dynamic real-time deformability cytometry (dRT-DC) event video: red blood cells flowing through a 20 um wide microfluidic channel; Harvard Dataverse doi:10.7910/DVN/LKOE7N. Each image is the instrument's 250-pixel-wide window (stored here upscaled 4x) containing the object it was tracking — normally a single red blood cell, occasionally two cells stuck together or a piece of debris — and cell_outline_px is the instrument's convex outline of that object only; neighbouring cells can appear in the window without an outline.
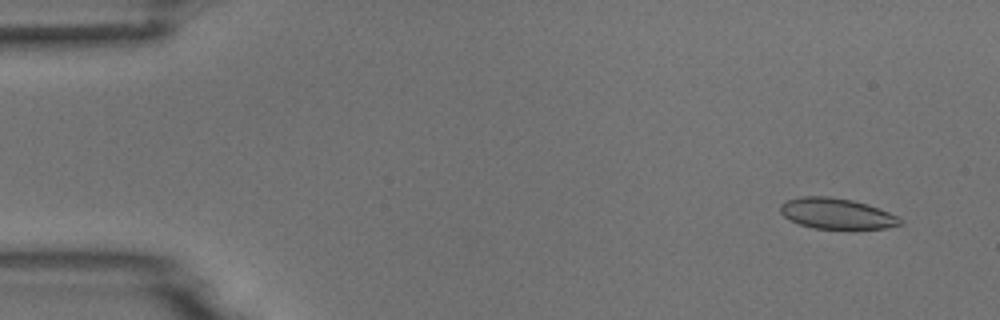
{"species": "common noctule bat (a hibernating species)", "species_latin": "Nyctalus noctula", "temperature_condition": "room temperature", "stored_images_in_passage": 5, "camera_frame_rate_fps": 3000, "um_per_image_px": 0.085, "animal": {"sex": "male", "body_mass_g": 18.8}, "frame": {"image": 1, "passage_image": 1, "time_ms": 0.0, "image_size_px": [1000, 320], "cell_outline_px": [[904, 224], [888, 228], [852, 232], [812, 228], [800, 224], [784, 216], [780, 212], [780, 204], [784, 200], [800, 196], [828, 196], [852, 200], [868, 204], [888, 212], [904, 220]], "centroid_in_image_um": [71.17, 18.2], "position_along_channel_um": 13.8, "area_um2": 22.54}}
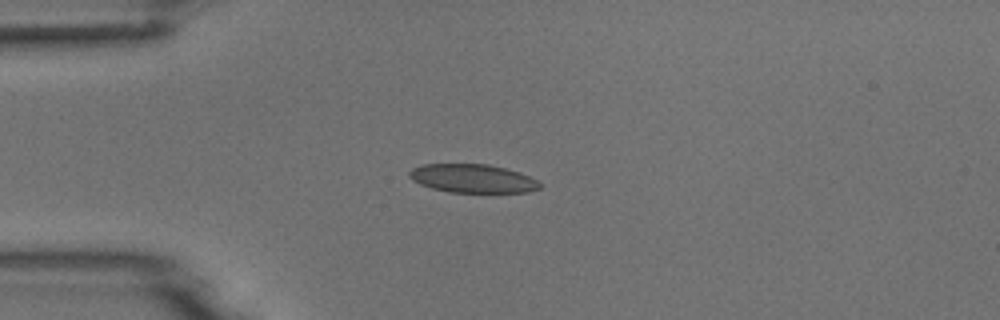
{"frame": {"image": 2, "passage_image": 4, "time_ms": 3.333, "image_size_px": [1000, 320], "cell_outline_px": [[544, 184], [540, 188], [528, 192], [448, 192], [432, 188], [420, 184], [412, 180], [408, 176], [408, 172], [412, 168], [420, 164], [488, 164], [520, 172]], "centroid_in_image_um": [40.16, 15.17], "position_along_channel_um": 44.8, "area_um2": 21.79}}
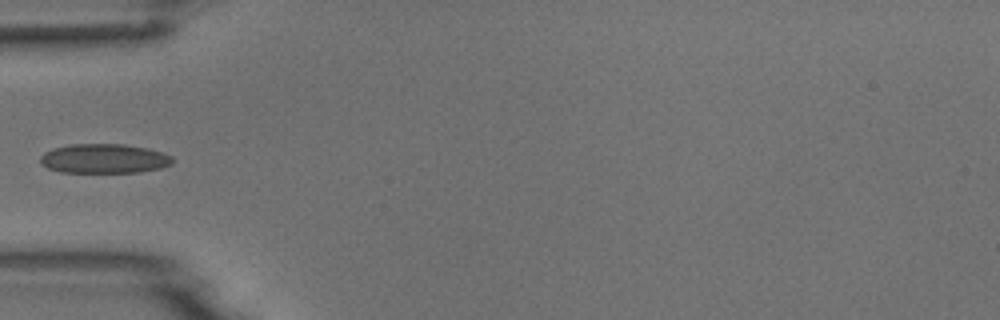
{"frame": {"image": 3, "passage_image": 5, "time_ms": 4.667, "image_size_px": [1000, 320], "cell_outline_px": [[172, 164], [160, 168], [140, 172], [60, 172], [48, 168], [40, 164], [40, 156], [44, 152], [52, 148], [72, 144], [124, 144], [148, 148], [172, 156]], "centroid_in_image_um": [8.82, 13.48], "position_along_channel_um": 76.2, "area_um2": 22.72}}